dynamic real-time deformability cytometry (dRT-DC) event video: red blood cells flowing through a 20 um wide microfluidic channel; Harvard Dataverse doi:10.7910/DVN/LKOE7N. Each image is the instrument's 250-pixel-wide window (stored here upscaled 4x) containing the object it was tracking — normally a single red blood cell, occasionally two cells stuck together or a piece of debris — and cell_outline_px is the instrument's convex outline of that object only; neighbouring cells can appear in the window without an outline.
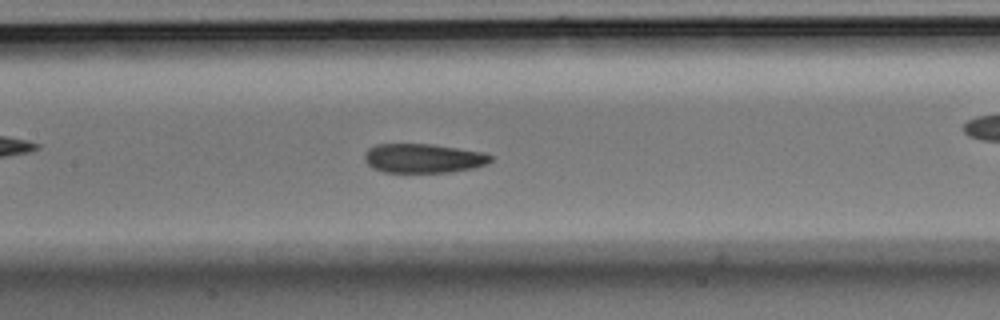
{"species": "Egyptian fruit bat (a non-hibernating species)", "species_latin": "Rousettus aegyptiacus", "temperature_condition": "room temperature", "stored_images_in_passage": 54, "camera_frame_rate_fps": 3000, "um_per_image_px": 0.085, "animal": {"sex": "male"}, "frame": {"image": 1, "passage_image": 24, "time_ms": 7.667, "image_size_px": [1000, 320], "cell_outline_px": [[492, 160], [484, 164], [472, 168], [452, 172], [384, 172], [372, 168], [364, 160], [364, 152], [368, 148], [376, 144], [432, 144], [484, 152], [492, 156]], "centroid_in_image_um": [35.94, 13.45], "position_along_channel_um": 171.5, "area_um2": 21.5}}
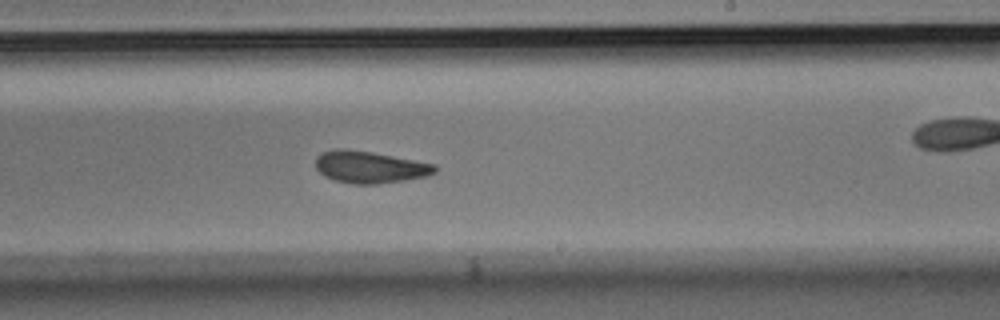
{"frame": {"image": 2, "passage_image": 31, "time_ms": 10.0, "image_size_px": [1000, 320], "cell_outline_px": [[436, 172], [428, 176], [404, 180], [376, 184], [352, 184], [336, 180], [324, 176], [316, 168], [316, 156], [324, 152], [336, 148], [340, 148], [372, 152], [436, 164]], "centroid_in_image_um": [31.44, 14.2], "position_along_channel_um": 257.6, "area_um2": 22.14}}
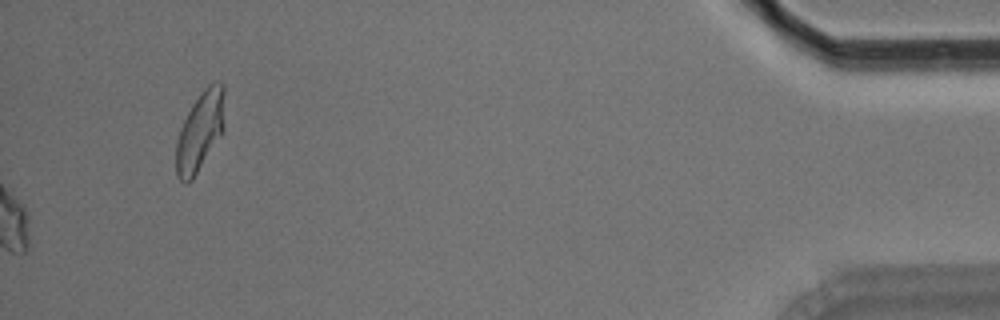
{"frame": {"image": 3, "passage_image": 54, "time_ms": 17.667, "image_size_px": [1000, 320], "cell_outline_px": [[224, 132], [192, 180], [188, 184], [184, 184], [176, 176], [176, 144], [180, 128], [192, 104], [200, 92], [208, 84], [220, 80], [224, 84]], "centroid_in_image_um": [17.02, 11.16], "position_along_channel_um": 418.2, "area_um2": 22.83}, "authors_computed_cell_mechanics": {"area_um2": 22.1952, "velocity_mm_per_s": 3.7051, "shape_relaxation_time_tau1_ms": 7.8439, "shape_relaxation_time_tau2_ms": 3.27, "deformation_change_tau1": 0.1589, "deformation_change_tau2": 0.0959}}